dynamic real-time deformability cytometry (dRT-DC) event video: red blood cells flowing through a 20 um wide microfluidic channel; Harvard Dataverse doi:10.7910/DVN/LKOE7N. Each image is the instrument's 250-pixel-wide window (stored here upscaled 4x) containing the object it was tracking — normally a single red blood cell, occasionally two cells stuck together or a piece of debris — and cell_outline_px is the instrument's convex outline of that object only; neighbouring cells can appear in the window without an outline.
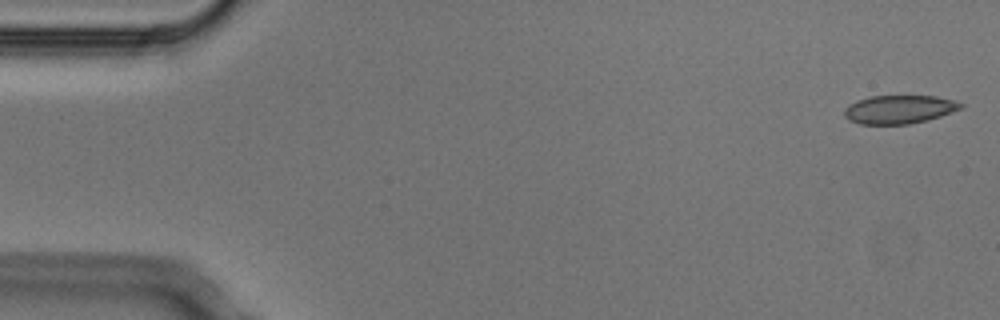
{"species": "Egyptian fruit bat (a non-hibernating species)", "species_latin": "Rousettus aegyptiacus", "temperature_condition": "cold", "stored_images_in_passage": 5, "camera_frame_rate_fps": 3000, "um_per_image_px": 0.085, "animal": {"sex": "male"}, "frame": {"image": 1, "passage_image": 1, "time_ms": 0.0, "image_size_px": [1000, 320], "cell_outline_px": [[964, 108], [928, 120], [908, 124], [860, 124], [848, 120], [844, 116], [844, 108], [848, 104], [856, 100], [868, 96], [936, 96], [952, 100], [964, 104]], "centroid_in_image_um": [76.4, 9.3], "position_along_channel_um": 8.6, "area_um2": 19.48}}
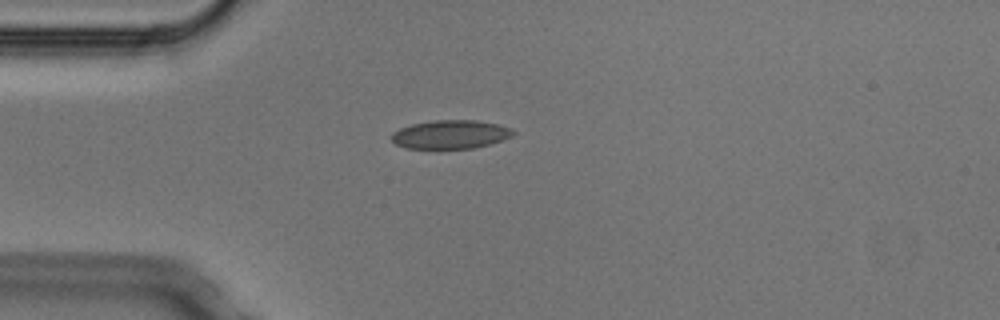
{"frame": {"image": 2, "passage_image": 4, "time_ms": 1.0, "image_size_px": [1000, 320], "cell_outline_px": [[516, 132], [512, 136], [476, 148], [404, 148], [396, 144], [392, 140], [392, 132], [400, 128], [412, 124], [432, 120], [476, 120], [496, 124], [512, 128]], "centroid_in_image_um": [38.28, 11.42], "position_along_channel_um": 46.7, "area_um2": 20.17}}